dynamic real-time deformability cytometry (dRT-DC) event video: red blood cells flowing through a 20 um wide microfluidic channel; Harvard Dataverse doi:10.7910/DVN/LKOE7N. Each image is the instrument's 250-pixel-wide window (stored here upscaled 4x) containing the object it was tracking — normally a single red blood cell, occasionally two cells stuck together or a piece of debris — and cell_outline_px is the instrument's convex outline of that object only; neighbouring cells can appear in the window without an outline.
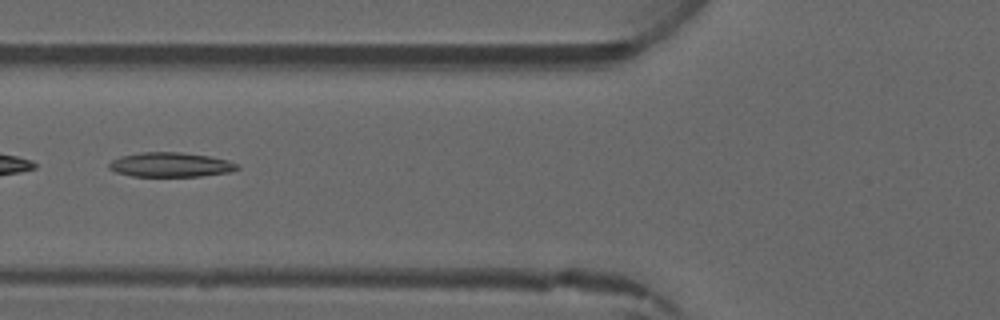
{"species": "common noctule bat (a hibernating species)", "species_latin": "Nyctalus noctula", "temperature_condition": "warm", "stored_images_in_passage": 4, "camera_frame_rate_fps": 3000, "um_per_image_px": 0.085, "animal": {"sex": "male", "forearm_length_mm": 52.5}, "frame": {"image": 1, "passage_image": 3, "time_ms": 2.333, "image_size_px": [1000, 320], "cell_outline_px": [[240, 168], [232, 172], [200, 176], [132, 176], [116, 172], [108, 168], [108, 164], [112, 160], [120, 156], [140, 152], [180, 152], [208, 156], [228, 160], [236, 164]], "centroid_in_image_um": [14.48, 14.0], "position_along_channel_um": 111.3, "area_um2": 18.32}}
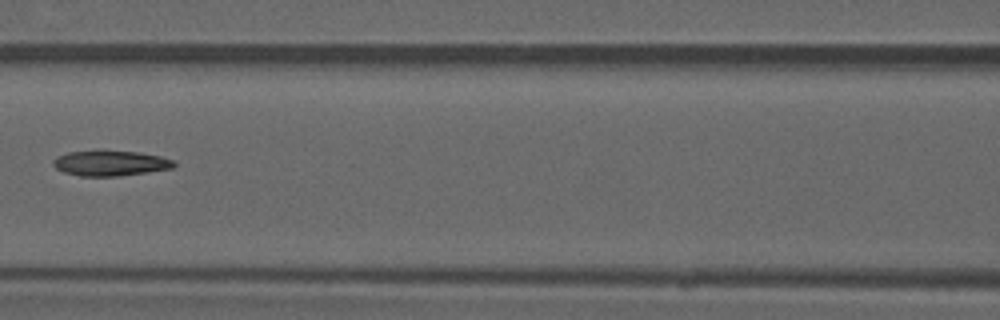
{"frame": {"image": 2, "passage_image": 4, "time_ms": 3.333, "image_size_px": [1000, 320], "cell_outline_px": [[176, 164], [172, 168], [148, 172], [116, 176], [80, 176], [64, 172], [56, 168], [52, 164], [52, 160], [56, 156], [68, 152], [136, 152], [160, 156], [176, 160]], "centroid_in_image_um": [9.39, 13.89], "position_along_channel_um": 157.2, "area_um2": 17.46}}